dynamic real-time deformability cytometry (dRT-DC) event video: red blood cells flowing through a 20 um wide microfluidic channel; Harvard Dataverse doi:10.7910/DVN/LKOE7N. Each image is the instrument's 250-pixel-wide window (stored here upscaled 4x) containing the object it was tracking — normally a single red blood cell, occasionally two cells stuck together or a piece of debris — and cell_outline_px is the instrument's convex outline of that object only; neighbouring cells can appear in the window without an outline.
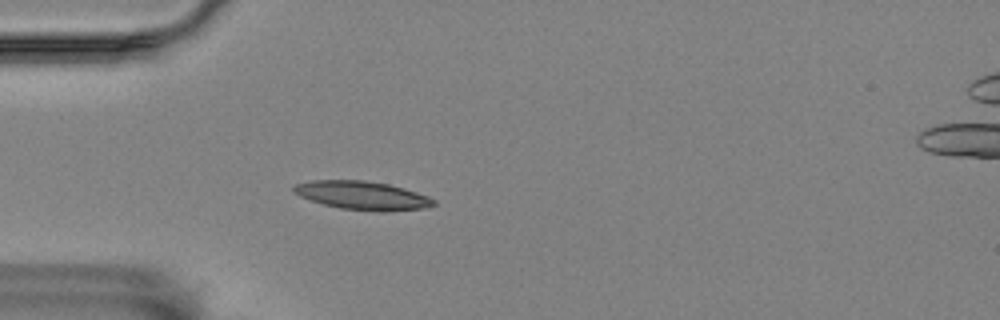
{"species": "Egyptian fruit bat (a non-hibernating species)", "species_latin": "Rousettus aegyptiacus", "temperature_condition": "room temperature", "stored_images_in_passage": 46, "camera_frame_rate_fps": 3000, "um_per_image_px": 0.085, "animal": {"sex": "female"}, "frame": {"image": 1, "passage_image": 6, "time_ms": 1.667, "image_size_px": [1000, 320], "cell_outline_px": [[436, 204], [424, 208], [384, 212], [380, 212], [340, 208], [324, 204], [300, 196], [292, 192], [292, 188], [296, 184], [312, 180], [364, 180], [388, 184], [404, 188], [428, 196], [436, 200]], "centroid_in_image_um": [30.81, 16.61], "position_along_channel_um": 54.2, "area_um2": 23.24}}
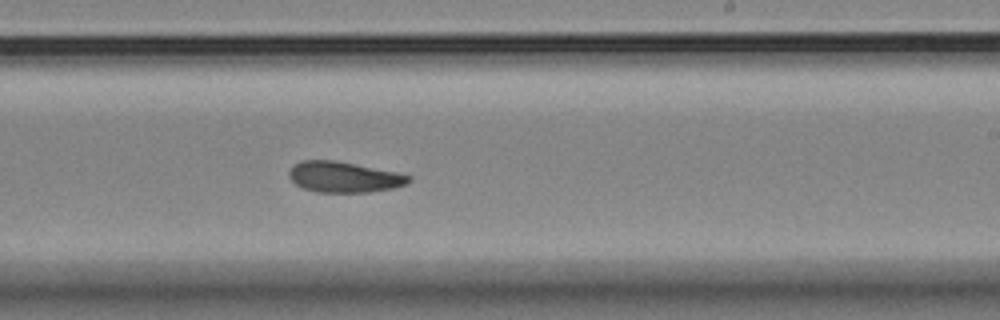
{"frame": {"image": 2, "passage_image": 24, "time_ms": 7.667, "image_size_px": [1000, 320], "cell_outline_px": [[412, 180], [408, 184], [392, 188], [368, 192], [316, 192], [304, 188], [296, 184], [288, 176], [288, 172], [292, 164], [300, 160], [336, 160], [396, 172], [412, 176]], "centroid_in_image_um": [29.22, 15.04], "position_along_channel_um": 259.8, "area_um2": 21.56}}
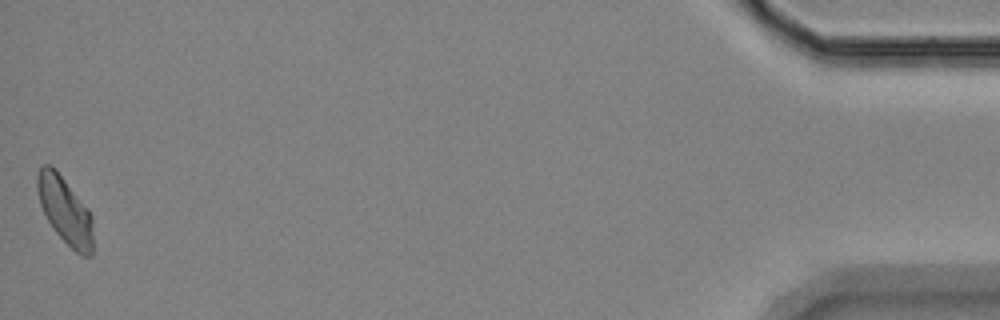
{"frame": {"image": 3, "passage_image": 46, "time_ms": 15.0, "image_size_px": [1000, 320], "cell_outline_px": [[92, 256], [80, 256], [56, 232], [48, 220], [40, 204], [36, 188], [36, 176], [40, 168], [44, 164], [48, 164], [56, 168], [88, 208], [92, 216]], "centroid_in_image_um": [5.52, 17.85], "position_along_channel_um": 429.7, "area_um2": 21.79}, "authors_computed_cell_mechanics": {"area_um2": 21.6172, "velocity_mm_per_s": 3.5339, "shape_relaxation_time_tau1_ms": 8.2462, "shape_relaxation_time_tau2_ms": 3.1116, "deformation_change_tau1": 0.2021, "deformation_change_tau2": 0.0927}}